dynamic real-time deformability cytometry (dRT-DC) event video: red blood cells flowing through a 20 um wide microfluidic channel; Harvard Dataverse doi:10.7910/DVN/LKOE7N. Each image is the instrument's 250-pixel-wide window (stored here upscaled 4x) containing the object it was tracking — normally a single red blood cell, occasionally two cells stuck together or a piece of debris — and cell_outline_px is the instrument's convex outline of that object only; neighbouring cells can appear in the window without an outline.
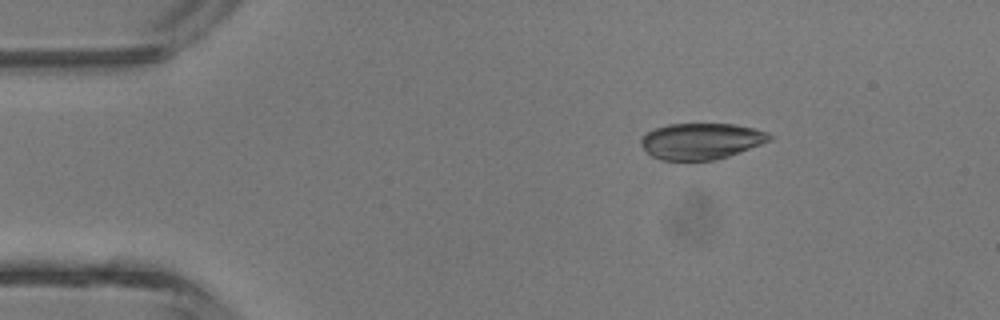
{"species": "common noctule bat (a hibernating species)", "species_latin": "Nyctalus noctula", "temperature_condition": "room temperature", "stored_images_in_passage": 2, "camera_frame_rate_fps": 3000, "um_per_image_px": 0.085, "animal": {"sex": "male", "body_mass_g": 13.3}, "frame": {"image": 1, "passage_image": 1, "time_ms": 0.0, "image_size_px": [1000, 320], "cell_outline_px": [[772, 140], [728, 156], [716, 160], [660, 160], [652, 156], [640, 144], [640, 140], [648, 132], [656, 128], [668, 124], [736, 124], [756, 128], [772, 136]], "centroid_in_image_um": [59.61, 11.99], "position_along_channel_um": 25.4, "area_um2": 26.93}}